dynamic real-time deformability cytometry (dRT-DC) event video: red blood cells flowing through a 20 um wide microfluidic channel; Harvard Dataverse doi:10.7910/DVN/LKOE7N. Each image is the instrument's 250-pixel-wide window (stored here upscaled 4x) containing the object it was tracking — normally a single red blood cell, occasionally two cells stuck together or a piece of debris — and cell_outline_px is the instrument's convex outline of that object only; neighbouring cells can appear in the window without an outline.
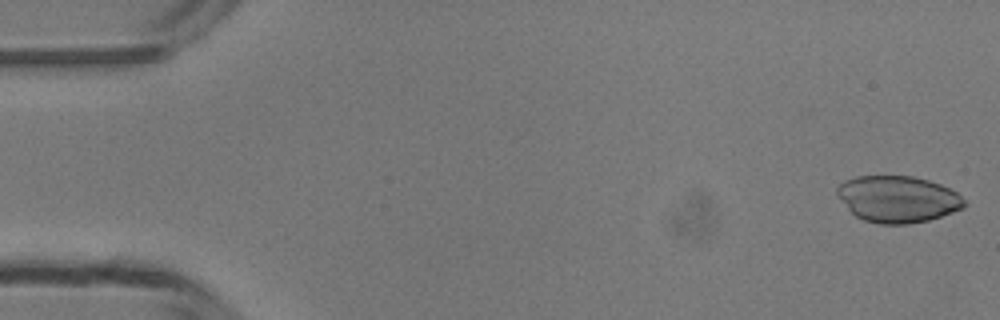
{"species": "common noctule bat (a hibernating species)", "species_latin": "Nyctalus noctula", "temperature_condition": "room temperature", "stored_images_in_passage": 48, "camera_frame_rate_fps": 3000, "um_per_image_px": 0.085, "animal": {"sex": "male", "body_mass_g": 13.3}, "frame": {"image": 1, "passage_image": 1, "time_ms": 0.0, "image_size_px": [1000, 320], "cell_outline_px": [[968, 204], [964, 208], [928, 220], [908, 224], [880, 224], [864, 220], [856, 216], [848, 208], [836, 192], [836, 188], [844, 180], [856, 176], [912, 176], [928, 180], [940, 184], [956, 192]], "centroid_in_image_um": [76.32, 16.92], "position_along_channel_um": 8.7, "area_um2": 34.33}}